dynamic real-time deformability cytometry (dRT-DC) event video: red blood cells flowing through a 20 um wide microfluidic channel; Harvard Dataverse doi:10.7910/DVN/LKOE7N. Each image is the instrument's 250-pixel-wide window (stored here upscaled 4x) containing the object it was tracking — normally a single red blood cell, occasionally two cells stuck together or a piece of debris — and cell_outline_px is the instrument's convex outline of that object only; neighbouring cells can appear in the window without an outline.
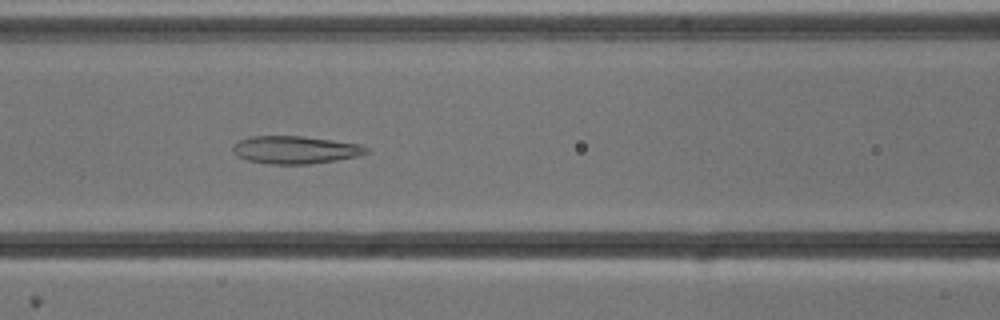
{"species": "common noctule bat (a hibernating species)", "species_latin": "Nyctalus noctula", "temperature_condition": "cold", "stored_images_in_passage": 54, "camera_frame_rate_fps": 3000, "um_per_image_px": 0.085, "animal": {"sex": "male", "body_mass_g": 13.3}, "frame": {"image": 1, "passage_image": 23, "time_ms": 7.333, "image_size_px": [1000, 320], "cell_outline_px": [[368, 152], [360, 156], [336, 160], [308, 164], [272, 164], [248, 160], [236, 156], [232, 152], [232, 144], [240, 140], [252, 136], [300, 136], [332, 140], [360, 144], [368, 148]], "centroid_in_image_um": [25.08, 12.73], "position_along_channel_um": 141.5, "area_um2": 21.56}}
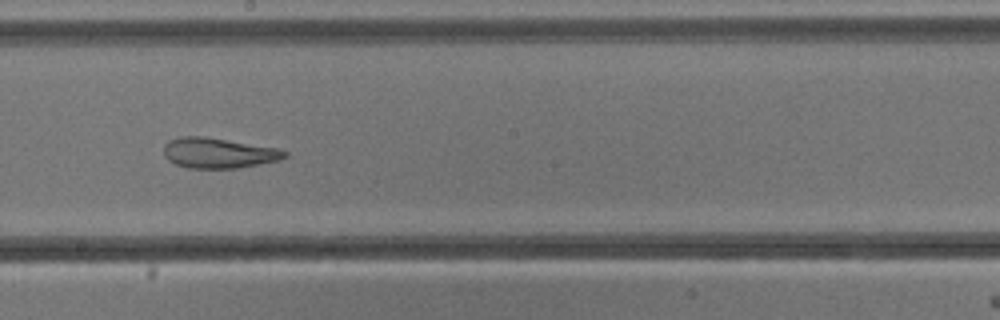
{"frame": {"image": 2, "passage_image": 30, "time_ms": 9.667, "image_size_px": [1000, 320], "cell_outline_px": [[288, 156], [280, 160], [260, 164], [236, 168], [188, 168], [176, 164], [168, 160], [164, 156], [164, 144], [168, 140], [180, 136], [204, 136], [276, 148], [288, 152]], "centroid_in_image_um": [18.55, 13.0], "position_along_channel_um": 229.7, "area_um2": 21.39}}
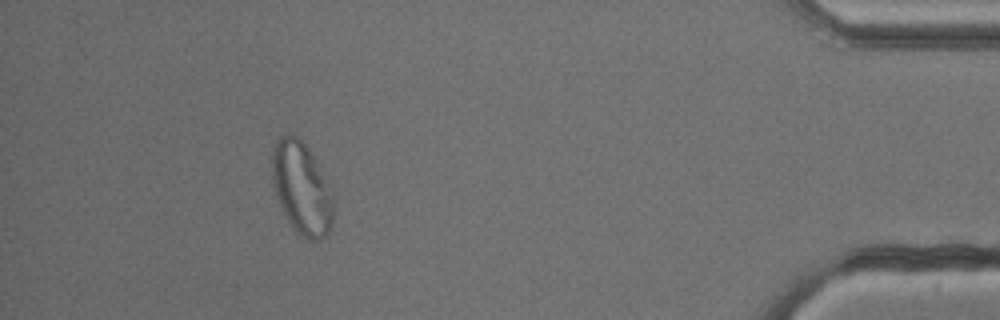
{"frame": {"image": 3, "passage_image": 49, "time_ms": 16.0, "image_size_px": [1000, 320], "cell_outline_px": [[332, 224], [328, 232], [324, 236], [316, 240], [312, 240], [296, 232], [292, 228], [276, 196], [272, 184], [272, 156], [276, 140], [280, 136], [296, 136], [308, 148], [332, 196]], "centroid_in_image_um": [25.59, 16.02], "position_along_channel_um": 409.6, "area_um2": 31.85}, "authors_computed_cell_mechanics": {"area_um2": 29.7381, "velocity_mm_per_s": 3.788, "shape_relaxation_time_tau1_ms": null, "shape_relaxation_time_tau2_ms": 3.0698, "deformation_change_tau1": null, "deformation_change_tau2": 0.1102}}